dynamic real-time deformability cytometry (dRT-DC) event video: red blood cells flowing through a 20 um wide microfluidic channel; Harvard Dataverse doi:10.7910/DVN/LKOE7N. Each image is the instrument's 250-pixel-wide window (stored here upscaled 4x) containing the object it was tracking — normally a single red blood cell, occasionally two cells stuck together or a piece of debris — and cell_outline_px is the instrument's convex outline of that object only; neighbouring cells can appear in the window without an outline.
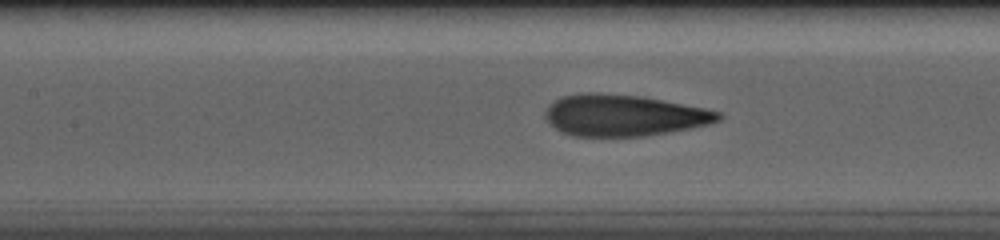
{"species": "human", "species_latin": "Homo sapiens", "temperature_condition": "cold", "stored_images_in_passage": 40, "camera_frame_rate_fps": 3000, "um_per_image_px": 0.085, "donor": {"sex": "male"}, "frame": {"image": 1, "passage_image": 10, "time_ms": 3.0, "image_size_px": [1000, 240], "cell_outline_px": [[724, 116], [720, 120], [708, 124], [668, 132], [644, 136], [572, 136], [556, 128], [544, 116], [544, 112], [556, 100], [564, 96], [584, 92], [600, 92], [640, 96], [704, 108], [720, 112]], "centroid_in_image_um": [53.03, 9.8], "position_along_channel_um": 154.4, "area_um2": 41.38}}
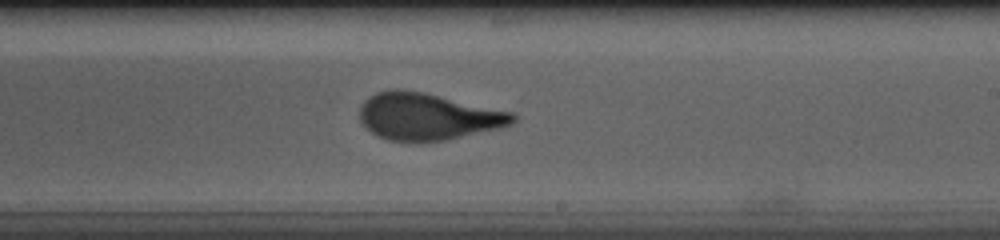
{"frame": {"image": 2, "passage_image": 18, "time_ms": 5.667, "image_size_px": [1000, 240], "cell_outline_px": [[516, 120], [512, 124], [500, 128], [448, 140], [416, 144], [388, 140], [372, 132], [360, 120], [360, 104], [368, 96], [376, 92], [396, 88], [400, 88], [424, 92], [512, 112], [516, 116]], "centroid_in_image_um": [36.34, 9.92], "position_along_channel_um": 252.7, "area_um2": 42.48}}
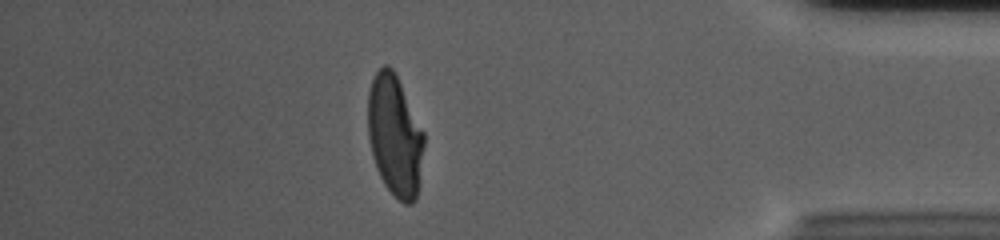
{"frame": {"image": 3, "passage_image": 33, "time_ms": 10.667, "image_size_px": [1000, 240], "cell_outline_px": [[424, 144], [416, 200], [412, 204], [404, 204], [384, 184], [376, 168], [372, 156], [368, 140], [368, 92], [372, 76], [384, 64], [388, 64], [396, 72], [424, 132]], "centroid_in_image_um": [33.54, 11.48], "position_along_channel_um": 401.7, "area_um2": 39.82}, "authors_computed_cell_mechanics": {"area_um2": 41.7894, "velocity_mm_per_s": 3.7044, "shape_relaxation_time_tau1_ms": 4.9416, "shape_relaxation_time_tau2_ms": 0.7566, "deformation_change_tau1": 0.2241, "deformation_change_tau2": 0.085}}